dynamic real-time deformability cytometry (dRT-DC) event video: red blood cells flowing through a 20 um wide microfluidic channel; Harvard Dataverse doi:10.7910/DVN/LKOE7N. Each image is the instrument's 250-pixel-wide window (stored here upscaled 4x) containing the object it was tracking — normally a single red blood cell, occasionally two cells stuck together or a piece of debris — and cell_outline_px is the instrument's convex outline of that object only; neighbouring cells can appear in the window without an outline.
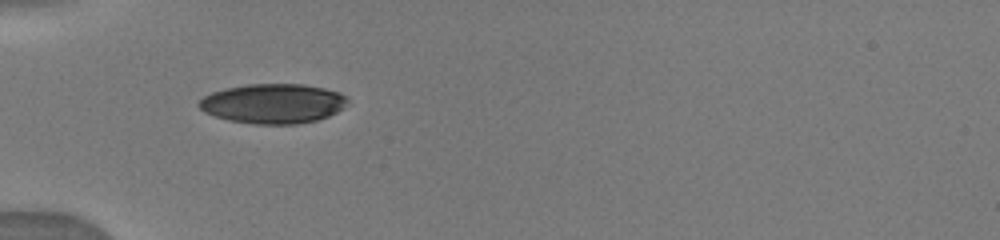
{"species": "human", "species_latin": "Homo sapiens", "temperature_condition": "warm", "stored_images_in_passage": 21, "camera_frame_rate_fps": 3000, "um_per_image_px": 0.085, "donor": {"sex": "male"}, "frame": {"image": 1, "passage_image": 1, "time_ms": 0.0, "image_size_px": [1000, 240], "cell_outline_px": [[348, 104], [336, 112], [328, 116], [316, 120], [296, 124], [256, 124], [228, 120], [204, 112], [196, 104], [204, 96], [212, 92], [228, 88], [248, 84], [304, 84], [324, 88], [340, 92], [348, 100]], "centroid_in_image_um": [23.21, 8.8], "position_along_channel_um": 61.8, "area_um2": 34.28}}
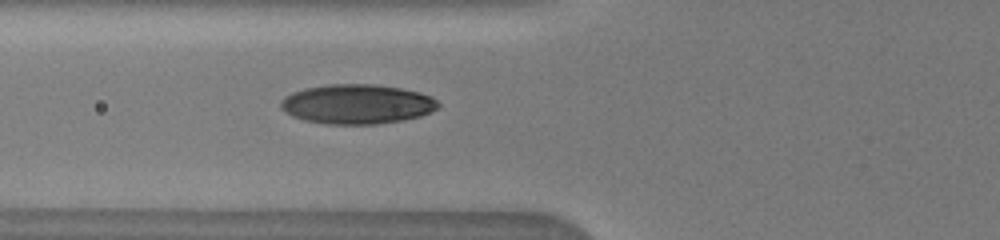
{"frame": {"image": 2, "passage_image": 7, "time_ms": 1.0, "image_size_px": [1000, 240], "cell_outline_px": [[440, 108], [420, 116], [404, 120], [376, 124], [328, 124], [304, 120], [292, 116], [280, 108], [280, 100], [284, 96], [292, 92], [308, 88], [328, 84], [376, 84], [400, 88], [420, 92], [432, 96], [440, 104]], "centroid_in_image_um": [30.36, 8.85], "position_along_channel_um": 95.4, "area_um2": 36.53}}
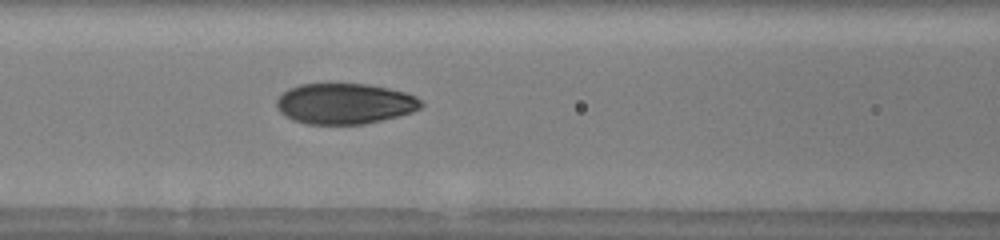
{"frame": {"image": 3, "passage_image": 12, "time_ms": 2.0, "image_size_px": [1000, 240], "cell_outline_px": [[424, 104], [420, 108], [412, 112], [364, 124], [308, 124], [292, 120], [284, 116], [276, 108], [276, 100], [288, 88], [300, 84], [368, 84], [388, 88], [404, 92], [416, 96]], "centroid_in_image_um": [29.27, 8.81], "position_along_channel_um": 137.3, "area_um2": 34.28}}